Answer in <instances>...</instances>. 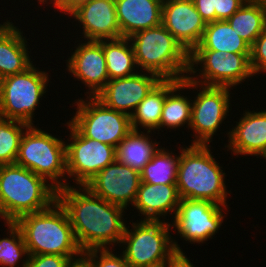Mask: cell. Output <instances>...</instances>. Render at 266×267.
Here are the masks:
<instances>
[{
  "mask_svg": "<svg viewBox=\"0 0 266 267\" xmlns=\"http://www.w3.org/2000/svg\"><path fill=\"white\" fill-rule=\"evenodd\" d=\"M57 201L65 209L83 253L121 243L126 228L125 208L94 195L85 186L58 189Z\"/></svg>",
  "mask_w": 266,
  "mask_h": 267,
  "instance_id": "cell-1",
  "label": "cell"
},
{
  "mask_svg": "<svg viewBox=\"0 0 266 267\" xmlns=\"http://www.w3.org/2000/svg\"><path fill=\"white\" fill-rule=\"evenodd\" d=\"M57 200V189L17 164L0 165V217L15 222L23 215L48 209Z\"/></svg>",
  "mask_w": 266,
  "mask_h": 267,
  "instance_id": "cell-2",
  "label": "cell"
},
{
  "mask_svg": "<svg viewBox=\"0 0 266 267\" xmlns=\"http://www.w3.org/2000/svg\"><path fill=\"white\" fill-rule=\"evenodd\" d=\"M211 145L180 147L176 186L181 199L208 200L227 205L226 173L213 158Z\"/></svg>",
  "mask_w": 266,
  "mask_h": 267,
  "instance_id": "cell-3",
  "label": "cell"
},
{
  "mask_svg": "<svg viewBox=\"0 0 266 267\" xmlns=\"http://www.w3.org/2000/svg\"><path fill=\"white\" fill-rule=\"evenodd\" d=\"M15 224L29 255L83 256L68 215L57 200L46 210L23 215Z\"/></svg>",
  "mask_w": 266,
  "mask_h": 267,
  "instance_id": "cell-4",
  "label": "cell"
},
{
  "mask_svg": "<svg viewBox=\"0 0 266 267\" xmlns=\"http://www.w3.org/2000/svg\"><path fill=\"white\" fill-rule=\"evenodd\" d=\"M139 70L162 80H183L189 69V53L162 25L139 31L129 37Z\"/></svg>",
  "mask_w": 266,
  "mask_h": 267,
  "instance_id": "cell-5",
  "label": "cell"
},
{
  "mask_svg": "<svg viewBox=\"0 0 266 267\" xmlns=\"http://www.w3.org/2000/svg\"><path fill=\"white\" fill-rule=\"evenodd\" d=\"M65 143L63 139L30 125L22 136L15 164L44 177L57 190L67 187L70 183L65 176Z\"/></svg>",
  "mask_w": 266,
  "mask_h": 267,
  "instance_id": "cell-6",
  "label": "cell"
},
{
  "mask_svg": "<svg viewBox=\"0 0 266 267\" xmlns=\"http://www.w3.org/2000/svg\"><path fill=\"white\" fill-rule=\"evenodd\" d=\"M162 221L141 220L133 222L132 229L126 226L121 253L131 267L159 266L175 251L183 250L170 235L171 222Z\"/></svg>",
  "mask_w": 266,
  "mask_h": 267,
  "instance_id": "cell-7",
  "label": "cell"
},
{
  "mask_svg": "<svg viewBox=\"0 0 266 267\" xmlns=\"http://www.w3.org/2000/svg\"><path fill=\"white\" fill-rule=\"evenodd\" d=\"M48 75L32 64L24 72L0 79V117L34 125L33 115L46 94Z\"/></svg>",
  "mask_w": 266,
  "mask_h": 267,
  "instance_id": "cell-8",
  "label": "cell"
},
{
  "mask_svg": "<svg viewBox=\"0 0 266 267\" xmlns=\"http://www.w3.org/2000/svg\"><path fill=\"white\" fill-rule=\"evenodd\" d=\"M199 64L202 68L195 69ZM188 74L190 76L187 75V78L197 84L231 89L254 76L250 66V53L227 54L217 50H192L189 53Z\"/></svg>",
  "mask_w": 266,
  "mask_h": 267,
  "instance_id": "cell-9",
  "label": "cell"
},
{
  "mask_svg": "<svg viewBox=\"0 0 266 267\" xmlns=\"http://www.w3.org/2000/svg\"><path fill=\"white\" fill-rule=\"evenodd\" d=\"M77 99V111L69 123L84 137L117 145L133 130L130 116L106 107L96 97Z\"/></svg>",
  "mask_w": 266,
  "mask_h": 267,
  "instance_id": "cell-10",
  "label": "cell"
},
{
  "mask_svg": "<svg viewBox=\"0 0 266 267\" xmlns=\"http://www.w3.org/2000/svg\"><path fill=\"white\" fill-rule=\"evenodd\" d=\"M192 87V88H191ZM200 89L192 100V113L189 129L196 139L192 145H209L230 110V90L228 87L205 86L188 79V89ZM230 89V90H229ZM230 104V105H229Z\"/></svg>",
  "mask_w": 266,
  "mask_h": 267,
  "instance_id": "cell-11",
  "label": "cell"
},
{
  "mask_svg": "<svg viewBox=\"0 0 266 267\" xmlns=\"http://www.w3.org/2000/svg\"><path fill=\"white\" fill-rule=\"evenodd\" d=\"M70 141L66 145L67 178L84 186L98 172L116 160V148L82 136L69 122Z\"/></svg>",
  "mask_w": 266,
  "mask_h": 267,
  "instance_id": "cell-12",
  "label": "cell"
},
{
  "mask_svg": "<svg viewBox=\"0 0 266 267\" xmlns=\"http://www.w3.org/2000/svg\"><path fill=\"white\" fill-rule=\"evenodd\" d=\"M227 207L208 200L181 199L172 218V229H177V234L191 244H203L220 230Z\"/></svg>",
  "mask_w": 266,
  "mask_h": 267,
  "instance_id": "cell-13",
  "label": "cell"
},
{
  "mask_svg": "<svg viewBox=\"0 0 266 267\" xmlns=\"http://www.w3.org/2000/svg\"><path fill=\"white\" fill-rule=\"evenodd\" d=\"M140 184L139 171L115 160L84 186L94 195L127 209L129 204L133 206Z\"/></svg>",
  "mask_w": 266,
  "mask_h": 267,
  "instance_id": "cell-14",
  "label": "cell"
},
{
  "mask_svg": "<svg viewBox=\"0 0 266 267\" xmlns=\"http://www.w3.org/2000/svg\"><path fill=\"white\" fill-rule=\"evenodd\" d=\"M161 80L154 73L139 70L131 76L109 80L95 97L106 107L131 116L139 103Z\"/></svg>",
  "mask_w": 266,
  "mask_h": 267,
  "instance_id": "cell-15",
  "label": "cell"
},
{
  "mask_svg": "<svg viewBox=\"0 0 266 267\" xmlns=\"http://www.w3.org/2000/svg\"><path fill=\"white\" fill-rule=\"evenodd\" d=\"M162 25L188 53L199 45L206 28L192 0H163Z\"/></svg>",
  "mask_w": 266,
  "mask_h": 267,
  "instance_id": "cell-16",
  "label": "cell"
},
{
  "mask_svg": "<svg viewBox=\"0 0 266 267\" xmlns=\"http://www.w3.org/2000/svg\"><path fill=\"white\" fill-rule=\"evenodd\" d=\"M86 41L78 43L71 57L65 60L66 69L88 87L90 91L85 96L89 94L95 97L109 81V75L102 44L99 41Z\"/></svg>",
  "mask_w": 266,
  "mask_h": 267,
  "instance_id": "cell-17",
  "label": "cell"
},
{
  "mask_svg": "<svg viewBox=\"0 0 266 267\" xmlns=\"http://www.w3.org/2000/svg\"><path fill=\"white\" fill-rule=\"evenodd\" d=\"M70 16L81 23L84 40L100 41L121 37L115 0H91Z\"/></svg>",
  "mask_w": 266,
  "mask_h": 267,
  "instance_id": "cell-18",
  "label": "cell"
},
{
  "mask_svg": "<svg viewBox=\"0 0 266 267\" xmlns=\"http://www.w3.org/2000/svg\"><path fill=\"white\" fill-rule=\"evenodd\" d=\"M236 124L227 134V151L235 156L254 155L266 160V109L261 112L245 110Z\"/></svg>",
  "mask_w": 266,
  "mask_h": 267,
  "instance_id": "cell-19",
  "label": "cell"
},
{
  "mask_svg": "<svg viewBox=\"0 0 266 267\" xmlns=\"http://www.w3.org/2000/svg\"><path fill=\"white\" fill-rule=\"evenodd\" d=\"M121 37L162 24L163 0H115Z\"/></svg>",
  "mask_w": 266,
  "mask_h": 267,
  "instance_id": "cell-20",
  "label": "cell"
},
{
  "mask_svg": "<svg viewBox=\"0 0 266 267\" xmlns=\"http://www.w3.org/2000/svg\"><path fill=\"white\" fill-rule=\"evenodd\" d=\"M180 200L176 184L141 182L133 207L144 216L142 220L160 221L170 212L175 216Z\"/></svg>",
  "mask_w": 266,
  "mask_h": 267,
  "instance_id": "cell-21",
  "label": "cell"
},
{
  "mask_svg": "<svg viewBox=\"0 0 266 267\" xmlns=\"http://www.w3.org/2000/svg\"><path fill=\"white\" fill-rule=\"evenodd\" d=\"M26 39L10 20L0 27V79L24 72L33 64Z\"/></svg>",
  "mask_w": 266,
  "mask_h": 267,
  "instance_id": "cell-22",
  "label": "cell"
},
{
  "mask_svg": "<svg viewBox=\"0 0 266 267\" xmlns=\"http://www.w3.org/2000/svg\"><path fill=\"white\" fill-rule=\"evenodd\" d=\"M188 89V78L183 80H167V96L165 98L160 125L156 130L167 127L176 129L190 126L192 113V99L180 94V90ZM180 95H179V94Z\"/></svg>",
  "mask_w": 266,
  "mask_h": 267,
  "instance_id": "cell-23",
  "label": "cell"
},
{
  "mask_svg": "<svg viewBox=\"0 0 266 267\" xmlns=\"http://www.w3.org/2000/svg\"><path fill=\"white\" fill-rule=\"evenodd\" d=\"M132 130L116 147V160L141 172L158 151L160 142L152 141V131Z\"/></svg>",
  "mask_w": 266,
  "mask_h": 267,
  "instance_id": "cell-24",
  "label": "cell"
},
{
  "mask_svg": "<svg viewBox=\"0 0 266 267\" xmlns=\"http://www.w3.org/2000/svg\"><path fill=\"white\" fill-rule=\"evenodd\" d=\"M250 47L227 20H216L206 24L203 37L193 50H217L227 54L250 53Z\"/></svg>",
  "mask_w": 266,
  "mask_h": 267,
  "instance_id": "cell-25",
  "label": "cell"
},
{
  "mask_svg": "<svg viewBox=\"0 0 266 267\" xmlns=\"http://www.w3.org/2000/svg\"><path fill=\"white\" fill-rule=\"evenodd\" d=\"M99 42L103 46L109 80L124 78L138 72L134 49L129 38L120 37Z\"/></svg>",
  "mask_w": 266,
  "mask_h": 267,
  "instance_id": "cell-26",
  "label": "cell"
},
{
  "mask_svg": "<svg viewBox=\"0 0 266 267\" xmlns=\"http://www.w3.org/2000/svg\"><path fill=\"white\" fill-rule=\"evenodd\" d=\"M227 21L251 46L266 28V0H247Z\"/></svg>",
  "mask_w": 266,
  "mask_h": 267,
  "instance_id": "cell-27",
  "label": "cell"
},
{
  "mask_svg": "<svg viewBox=\"0 0 266 267\" xmlns=\"http://www.w3.org/2000/svg\"><path fill=\"white\" fill-rule=\"evenodd\" d=\"M167 96V80H161L139 103L130 116L133 130L143 128L154 132L160 125L162 108ZM140 127V128H139Z\"/></svg>",
  "mask_w": 266,
  "mask_h": 267,
  "instance_id": "cell-28",
  "label": "cell"
},
{
  "mask_svg": "<svg viewBox=\"0 0 266 267\" xmlns=\"http://www.w3.org/2000/svg\"><path fill=\"white\" fill-rule=\"evenodd\" d=\"M171 152V153H170ZM180 153L160 147L140 172L141 182L149 184H176Z\"/></svg>",
  "mask_w": 266,
  "mask_h": 267,
  "instance_id": "cell-29",
  "label": "cell"
},
{
  "mask_svg": "<svg viewBox=\"0 0 266 267\" xmlns=\"http://www.w3.org/2000/svg\"><path fill=\"white\" fill-rule=\"evenodd\" d=\"M27 123L0 117V165L15 164Z\"/></svg>",
  "mask_w": 266,
  "mask_h": 267,
  "instance_id": "cell-30",
  "label": "cell"
},
{
  "mask_svg": "<svg viewBox=\"0 0 266 267\" xmlns=\"http://www.w3.org/2000/svg\"><path fill=\"white\" fill-rule=\"evenodd\" d=\"M5 224L9 228L7 233L10 236L0 239V266L15 267L24 257L21 266L24 267L27 264L29 254L21 230L15 222H5Z\"/></svg>",
  "mask_w": 266,
  "mask_h": 267,
  "instance_id": "cell-31",
  "label": "cell"
},
{
  "mask_svg": "<svg viewBox=\"0 0 266 267\" xmlns=\"http://www.w3.org/2000/svg\"><path fill=\"white\" fill-rule=\"evenodd\" d=\"M111 249L89 250L84 252L82 257L88 262L90 267H131L122 253L117 255Z\"/></svg>",
  "mask_w": 266,
  "mask_h": 267,
  "instance_id": "cell-32",
  "label": "cell"
},
{
  "mask_svg": "<svg viewBox=\"0 0 266 267\" xmlns=\"http://www.w3.org/2000/svg\"><path fill=\"white\" fill-rule=\"evenodd\" d=\"M250 66L254 76L266 73V28L250 47Z\"/></svg>",
  "mask_w": 266,
  "mask_h": 267,
  "instance_id": "cell-33",
  "label": "cell"
},
{
  "mask_svg": "<svg viewBox=\"0 0 266 267\" xmlns=\"http://www.w3.org/2000/svg\"><path fill=\"white\" fill-rule=\"evenodd\" d=\"M80 258L82 257L53 254L29 255L24 267H68L72 261Z\"/></svg>",
  "mask_w": 266,
  "mask_h": 267,
  "instance_id": "cell-34",
  "label": "cell"
},
{
  "mask_svg": "<svg viewBox=\"0 0 266 267\" xmlns=\"http://www.w3.org/2000/svg\"><path fill=\"white\" fill-rule=\"evenodd\" d=\"M247 0H217V20H228Z\"/></svg>",
  "mask_w": 266,
  "mask_h": 267,
  "instance_id": "cell-35",
  "label": "cell"
},
{
  "mask_svg": "<svg viewBox=\"0 0 266 267\" xmlns=\"http://www.w3.org/2000/svg\"><path fill=\"white\" fill-rule=\"evenodd\" d=\"M205 23L217 20V0H192Z\"/></svg>",
  "mask_w": 266,
  "mask_h": 267,
  "instance_id": "cell-36",
  "label": "cell"
},
{
  "mask_svg": "<svg viewBox=\"0 0 266 267\" xmlns=\"http://www.w3.org/2000/svg\"><path fill=\"white\" fill-rule=\"evenodd\" d=\"M91 0H52L50 4H53L55 10L63 12V14L71 15L76 11L80 6L86 4Z\"/></svg>",
  "mask_w": 266,
  "mask_h": 267,
  "instance_id": "cell-37",
  "label": "cell"
},
{
  "mask_svg": "<svg viewBox=\"0 0 266 267\" xmlns=\"http://www.w3.org/2000/svg\"><path fill=\"white\" fill-rule=\"evenodd\" d=\"M183 251H175L163 264L164 267H194Z\"/></svg>",
  "mask_w": 266,
  "mask_h": 267,
  "instance_id": "cell-38",
  "label": "cell"
},
{
  "mask_svg": "<svg viewBox=\"0 0 266 267\" xmlns=\"http://www.w3.org/2000/svg\"><path fill=\"white\" fill-rule=\"evenodd\" d=\"M68 267H90L88 262L82 257L78 260L72 261Z\"/></svg>",
  "mask_w": 266,
  "mask_h": 267,
  "instance_id": "cell-39",
  "label": "cell"
},
{
  "mask_svg": "<svg viewBox=\"0 0 266 267\" xmlns=\"http://www.w3.org/2000/svg\"><path fill=\"white\" fill-rule=\"evenodd\" d=\"M37 1H39L38 3L40 4H49L52 0H49L50 2H48V0H37Z\"/></svg>",
  "mask_w": 266,
  "mask_h": 267,
  "instance_id": "cell-40",
  "label": "cell"
}]
</instances>
